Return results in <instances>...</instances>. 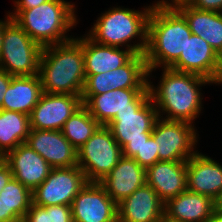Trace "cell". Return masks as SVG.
<instances>
[{"instance_id": "6da1fadb", "label": "cell", "mask_w": 222, "mask_h": 222, "mask_svg": "<svg viewBox=\"0 0 222 222\" xmlns=\"http://www.w3.org/2000/svg\"><path fill=\"white\" fill-rule=\"evenodd\" d=\"M162 69V78L160 77L157 88L148 80L150 97L157 109L158 118L192 124L203 108L200 87L211 85L212 82L192 73ZM160 113L167 115L163 118Z\"/></svg>"}, {"instance_id": "7a4b0ae2", "label": "cell", "mask_w": 222, "mask_h": 222, "mask_svg": "<svg viewBox=\"0 0 222 222\" xmlns=\"http://www.w3.org/2000/svg\"><path fill=\"white\" fill-rule=\"evenodd\" d=\"M192 35L184 16L176 9L156 2L148 18L145 60L148 78L156 68H170L184 52Z\"/></svg>"}, {"instance_id": "3957f363", "label": "cell", "mask_w": 222, "mask_h": 222, "mask_svg": "<svg viewBox=\"0 0 222 222\" xmlns=\"http://www.w3.org/2000/svg\"><path fill=\"white\" fill-rule=\"evenodd\" d=\"M38 75L44 93L81 95L86 78L82 38L43 47Z\"/></svg>"}, {"instance_id": "277c9868", "label": "cell", "mask_w": 222, "mask_h": 222, "mask_svg": "<svg viewBox=\"0 0 222 222\" xmlns=\"http://www.w3.org/2000/svg\"><path fill=\"white\" fill-rule=\"evenodd\" d=\"M75 5L65 0H48L31 9L14 10L9 15L40 46L66 42L77 24Z\"/></svg>"}, {"instance_id": "5b68a950", "label": "cell", "mask_w": 222, "mask_h": 222, "mask_svg": "<svg viewBox=\"0 0 222 222\" xmlns=\"http://www.w3.org/2000/svg\"><path fill=\"white\" fill-rule=\"evenodd\" d=\"M153 5L143 11L113 7L100 14L93 27L86 34L95 43L132 50L145 54L147 49L148 18ZM138 38L137 44H130Z\"/></svg>"}, {"instance_id": "8992f818", "label": "cell", "mask_w": 222, "mask_h": 222, "mask_svg": "<svg viewBox=\"0 0 222 222\" xmlns=\"http://www.w3.org/2000/svg\"><path fill=\"white\" fill-rule=\"evenodd\" d=\"M42 50L43 47L12 19L4 30L0 68L12 76L37 75Z\"/></svg>"}, {"instance_id": "52a82bcc", "label": "cell", "mask_w": 222, "mask_h": 222, "mask_svg": "<svg viewBox=\"0 0 222 222\" xmlns=\"http://www.w3.org/2000/svg\"><path fill=\"white\" fill-rule=\"evenodd\" d=\"M157 119V109L150 98L140 109L117 113L106 126L121 146L122 155L132 158L152 135Z\"/></svg>"}, {"instance_id": "ba28073f", "label": "cell", "mask_w": 222, "mask_h": 222, "mask_svg": "<svg viewBox=\"0 0 222 222\" xmlns=\"http://www.w3.org/2000/svg\"><path fill=\"white\" fill-rule=\"evenodd\" d=\"M122 148L107 126L101 125L96 132L77 149V166L88 182H100L122 157Z\"/></svg>"}, {"instance_id": "9c48e42d", "label": "cell", "mask_w": 222, "mask_h": 222, "mask_svg": "<svg viewBox=\"0 0 222 222\" xmlns=\"http://www.w3.org/2000/svg\"><path fill=\"white\" fill-rule=\"evenodd\" d=\"M193 124L158 118L152 129L159 161H187L196 152L198 134Z\"/></svg>"}, {"instance_id": "30bf717a", "label": "cell", "mask_w": 222, "mask_h": 222, "mask_svg": "<svg viewBox=\"0 0 222 222\" xmlns=\"http://www.w3.org/2000/svg\"><path fill=\"white\" fill-rule=\"evenodd\" d=\"M88 183L79 166L52 168L48 177L33 192V204L41 207L71 206L74 198Z\"/></svg>"}, {"instance_id": "8fae6325", "label": "cell", "mask_w": 222, "mask_h": 222, "mask_svg": "<svg viewBox=\"0 0 222 222\" xmlns=\"http://www.w3.org/2000/svg\"><path fill=\"white\" fill-rule=\"evenodd\" d=\"M91 116L106 126L117 113L140 109L151 97L149 88L115 89L100 95H81Z\"/></svg>"}, {"instance_id": "7c38bea8", "label": "cell", "mask_w": 222, "mask_h": 222, "mask_svg": "<svg viewBox=\"0 0 222 222\" xmlns=\"http://www.w3.org/2000/svg\"><path fill=\"white\" fill-rule=\"evenodd\" d=\"M171 69L202 76L212 84H222V58L200 36L192 34Z\"/></svg>"}, {"instance_id": "4fadbf2b", "label": "cell", "mask_w": 222, "mask_h": 222, "mask_svg": "<svg viewBox=\"0 0 222 222\" xmlns=\"http://www.w3.org/2000/svg\"><path fill=\"white\" fill-rule=\"evenodd\" d=\"M83 106L81 95H41L30 114V128L61 131L64 123Z\"/></svg>"}, {"instance_id": "5bb4252c", "label": "cell", "mask_w": 222, "mask_h": 222, "mask_svg": "<svg viewBox=\"0 0 222 222\" xmlns=\"http://www.w3.org/2000/svg\"><path fill=\"white\" fill-rule=\"evenodd\" d=\"M73 222H112L118 218L117 203L99 182H88L71 204Z\"/></svg>"}, {"instance_id": "9a60e30c", "label": "cell", "mask_w": 222, "mask_h": 222, "mask_svg": "<svg viewBox=\"0 0 222 222\" xmlns=\"http://www.w3.org/2000/svg\"><path fill=\"white\" fill-rule=\"evenodd\" d=\"M52 168L77 166V149L61 131L31 129L25 142Z\"/></svg>"}, {"instance_id": "2e32d148", "label": "cell", "mask_w": 222, "mask_h": 222, "mask_svg": "<svg viewBox=\"0 0 222 222\" xmlns=\"http://www.w3.org/2000/svg\"><path fill=\"white\" fill-rule=\"evenodd\" d=\"M3 160L9 165L13 177L32 192L48 177L52 167L28 144L21 143L8 152Z\"/></svg>"}, {"instance_id": "e0dca14e", "label": "cell", "mask_w": 222, "mask_h": 222, "mask_svg": "<svg viewBox=\"0 0 222 222\" xmlns=\"http://www.w3.org/2000/svg\"><path fill=\"white\" fill-rule=\"evenodd\" d=\"M121 222H164L165 203L148 184L117 204Z\"/></svg>"}, {"instance_id": "ac0fdd59", "label": "cell", "mask_w": 222, "mask_h": 222, "mask_svg": "<svg viewBox=\"0 0 222 222\" xmlns=\"http://www.w3.org/2000/svg\"><path fill=\"white\" fill-rule=\"evenodd\" d=\"M117 204L146 184V169L131 157L122 156L109 174L99 182Z\"/></svg>"}, {"instance_id": "d6986e66", "label": "cell", "mask_w": 222, "mask_h": 222, "mask_svg": "<svg viewBox=\"0 0 222 222\" xmlns=\"http://www.w3.org/2000/svg\"><path fill=\"white\" fill-rule=\"evenodd\" d=\"M146 184L166 203L187 190V161H158L146 169Z\"/></svg>"}, {"instance_id": "ffe728a7", "label": "cell", "mask_w": 222, "mask_h": 222, "mask_svg": "<svg viewBox=\"0 0 222 222\" xmlns=\"http://www.w3.org/2000/svg\"><path fill=\"white\" fill-rule=\"evenodd\" d=\"M187 190L214 200L222 190V165L197 151L187 160Z\"/></svg>"}, {"instance_id": "44dd1931", "label": "cell", "mask_w": 222, "mask_h": 222, "mask_svg": "<svg viewBox=\"0 0 222 222\" xmlns=\"http://www.w3.org/2000/svg\"><path fill=\"white\" fill-rule=\"evenodd\" d=\"M214 212V201L185 190L165 203L164 222H205Z\"/></svg>"}, {"instance_id": "7402d4cb", "label": "cell", "mask_w": 222, "mask_h": 222, "mask_svg": "<svg viewBox=\"0 0 222 222\" xmlns=\"http://www.w3.org/2000/svg\"><path fill=\"white\" fill-rule=\"evenodd\" d=\"M82 48L85 75H96L118 69L135 55L129 49L95 43L86 34L82 37Z\"/></svg>"}, {"instance_id": "603a6c76", "label": "cell", "mask_w": 222, "mask_h": 222, "mask_svg": "<svg viewBox=\"0 0 222 222\" xmlns=\"http://www.w3.org/2000/svg\"><path fill=\"white\" fill-rule=\"evenodd\" d=\"M176 9L186 19L191 33L203 38L222 58V13L198 10L189 4Z\"/></svg>"}, {"instance_id": "cb8c5ba5", "label": "cell", "mask_w": 222, "mask_h": 222, "mask_svg": "<svg viewBox=\"0 0 222 222\" xmlns=\"http://www.w3.org/2000/svg\"><path fill=\"white\" fill-rule=\"evenodd\" d=\"M42 94V85L38 74L12 76L0 109L21 112L30 116Z\"/></svg>"}, {"instance_id": "d4e9b609", "label": "cell", "mask_w": 222, "mask_h": 222, "mask_svg": "<svg viewBox=\"0 0 222 222\" xmlns=\"http://www.w3.org/2000/svg\"><path fill=\"white\" fill-rule=\"evenodd\" d=\"M30 116L21 112L0 109V153L4 157L21 143L30 133Z\"/></svg>"}, {"instance_id": "484cf974", "label": "cell", "mask_w": 222, "mask_h": 222, "mask_svg": "<svg viewBox=\"0 0 222 222\" xmlns=\"http://www.w3.org/2000/svg\"><path fill=\"white\" fill-rule=\"evenodd\" d=\"M4 205V222H22L33 203L32 191L14 177L0 193Z\"/></svg>"}, {"instance_id": "4316f807", "label": "cell", "mask_w": 222, "mask_h": 222, "mask_svg": "<svg viewBox=\"0 0 222 222\" xmlns=\"http://www.w3.org/2000/svg\"><path fill=\"white\" fill-rule=\"evenodd\" d=\"M111 88H148L145 54H135L125 65L110 71Z\"/></svg>"}, {"instance_id": "83f0119b", "label": "cell", "mask_w": 222, "mask_h": 222, "mask_svg": "<svg viewBox=\"0 0 222 222\" xmlns=\"http://www.w3.org/2000/svg\"><path fill=\"white\" fill-rule=\"evenodd\" d=\"M100 126L83 105L66 120L61 132L76 149H79Z\"/></svg>"}, {"instance_id": "f1b7e54d", "label": "cell", "mask_w": 222, "mask_h": 222, "mask_svg": "<svg viewBox=\"0 0 222 222\" xmlns=\"http://www.w3.org/2000/svg\"><path fill=\"white\" fill-rule=\"evenodd\" d=\"M112 91L110 72L86 75L81 95H100Z\"/></svg>"}, {"instance_id": "f546056e", "label": "cell", "mask_w": 222, "mask_h": 222, "mask_svg": "<svg viewBox=\"0 0 222 222\" xmlns=\"http://www.w3.org/2000/svg\"><path fill=\"white\" fill-rule=\"evenodd\" d=\"M144 169L154 165L159 161V154L156 147V141L151 135L149 139L141 146L140 150L132 157Z\"/></svg>"}, {"instance_id": "4dcf8cb0", "label": "cell", "mask_w": 222, "mask_h": 222, "mask_svg": "<svg viewBox=\"0 0 222 222\" xmlns=\"http://www.w3.org/2000/svg\"><path fill=\"white\" fill-rule=\"evenodd\" d=\"M51 222H73L72 210L69 205L48 206Z\"/></svg>"}, {"instance_id": "1f68e13d", "label": "cell", "mask_w": 222, "mask_h": 222, "mask_svg": "<svg viewBox=\"0 0 222 222\" xmlns=\"http://www.w3.org/2000/svg\"><path fill=\"white\" fill-rule=\"evenodd\" d=\"M22 222H51L48 206L41 207L32 203Z\"/></svg>"}, {"instance_id": "d6a6232c", "label": "cell", "mask_w": 222, "mask_h": 222, "mask_svg": "<svg viewBox=\"0 0 222 222\" xmlns=\"http://www.w3.org/2000/svg\"><path fill=\"white\" fill-rule=\"evenodd\" d=\"M189 5L198 10L222 13V0H192Z\"/></svg>"}, {"instance_id": "836d02e7", "label": "cell", "mask_w": 222, "mask_h": 222, "mask_svg": "<svg viewBox=\"0 0 222 222\" xmlns=\"http://www.w3.org/2000/svg\"><path fill=\"white\" fill-rule=\"evenodd\" d=\"M12 177L13 174L9 168V165L4 160H2L0 162V193Z\"/></svg>"}, {"instance_id": "e575fe53", "label": "cell", "mask_w": 222, "mask_h": 222, "mask_svg": "<svg viewBox=\"0 0 222 222\" xmlns=\"http://www.w3.org/2000/svg\"><path fill=\"white\" fill-rule=\"evenodd\" d=\"M12 75L8 74L5 70L0 68V108L2 107V102L4 94L11 83Z\"/></svg>"}, {"instance_id": "d590c367", "label": "cell", "mask_w": 222, "mask_h": 222, "mask_svg": "<svg viewBox=\"0 0 222 222\" xmlns=\"http://www.w3.org/2000/svg\"><path fill=\"white\" fill-rule=\"evenodd\" d=\"M48 0H15V8L14 10H25V9H31L36 6H39L42 3H45Z\"/></svg>"}, {"instance_id": "8d00e7d4", "label": "cell", "mask_w": 222, "mask_h": 222, "mask_svg": "<svg viewBox=\"0 0 222 222\" xmlns=\"http://www.w3.org/2000/svg\"><path fill=\"white\" fill-rule=\"evenodd\" d=\"M192 0H171L170 2L168 0H159L157 1L162 6L169 7V8H176L179 5L182 4H189Z\"/></svg>"}, {"instance_id": "74e56055", "label": "cell", "mask_w": 222, "mask_h": 222, "mask_svg": "<svg viewBox=\"0 0 222 222\" xmlns=\"http://www.w3.org/2000/svg\"><path fill=\"white\" fill-rule=\"evenodd\" d=\"M12 20V17L7 14L6 19L0 20V52L2 49V40H3V35H4V30H5V26Z\"/></svg>"}, {"instance_id": "f35d334b", "label": "cell", "mask_w": 222, "mask_h": 222, "mask_svg": "<svg viewBox=\"0 0 222 222\" xmlns=\"http://www.w3.org/2000/svg\"><path fill=\"white\" fill-rule=\"evenodd\" d=\"M214 201V211L222 214V190L219 192Z\"/></svg>"}, {"instance_id": "ab89813d", "label": "cell", "mask_w": 222, "mask_h": 222, "mask_svg": "<svg viewBox=\"0 0 222 222\" xmlns=\"http://www.w3.org/2000/svg\"><path fill=\"white\" fill-rule=\"evenodd\" d=\"M205 222H222V214L214 211Z\"/></svg>"}, {"instance_id": "60d3db41", "label": "cell", "mask_w": 222, "mask_h": 222, "mask_svg": "<svg viewBox=\"0 0 222 222\" xmlns=\"http://www.w3.org/2000/svg\"><path fill=\"white\" fill-rule=\"evenodd\" d=\"M0 222H4V205L0 200Z\"/></svg>"}, {"instance_id": "b9f144b4", "label": "cell", "mask_w": 222, "mask_h": 222, "mask_svg": "<svg viewBox=\"0 0 222 222\" xmlns=\"http://www.w3.org/2000/svg\"><path fill=\"white\" fill-rule=\"evenodd\" d=\"M112 222H121L118 218H116L115 220H113Z\"/></svg>"}, {"instance_id": "7bdbcfd3", "label": "cell", "mask_w": 222, "mask_h": 222, "mask_svg": "<svg viewBox=\"0 0 222 222\" xmlns=\"http://www.w3.org/2000/svg\"><path fill=\"white\" fill-rule=\"evenodd\" d=\"M3 160V156L2 154L0 153V162Z\"/></svg>"}]
</instances>
